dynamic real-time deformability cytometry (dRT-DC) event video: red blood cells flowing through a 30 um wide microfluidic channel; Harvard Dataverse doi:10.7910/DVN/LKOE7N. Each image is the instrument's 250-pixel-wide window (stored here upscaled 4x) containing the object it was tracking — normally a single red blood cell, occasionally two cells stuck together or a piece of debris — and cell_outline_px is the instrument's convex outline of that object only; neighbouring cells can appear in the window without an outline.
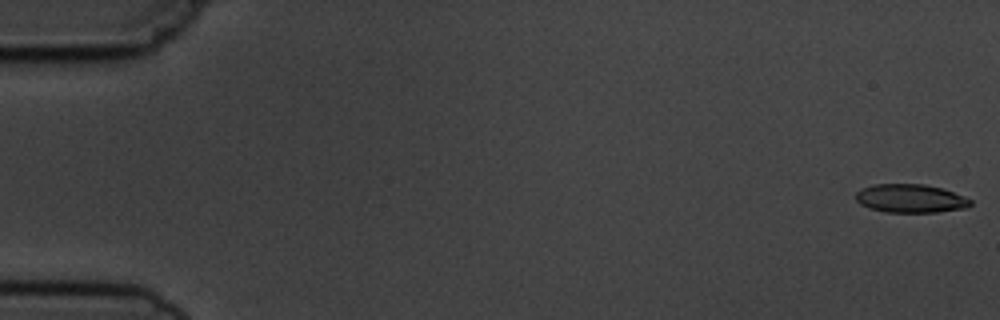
{"species": "common noctule bat (a hibernating species)", "species_latin": "Nyctalus noctula", "temperature_condition": "cold", "stored_images_in_passage": 5, "camera_frame_rate_fps": 3000, "um_per_image_px": 0.085, "animal": {"sex": "male", "body_mass_g": 19.5, "forearm_length_mm": 54.6}, "frame": {"image": 1, "passage_image": 1, "time_ms": 0.0, "image_size_px": [1000, 320], "cell_outline_px": [[972, 204], [968, 208], [936, 212], [884, 212], [868, 208], [860, 204], [856, 200], [856, 192], [860, 188], [872, 184], [924, 184], [944, 188], [964, 196], [972, 200]], "centroid_in_image_um": [77.4, 16.86], "position_along_channel_um": 7.6, "area_um2": 19.36}}
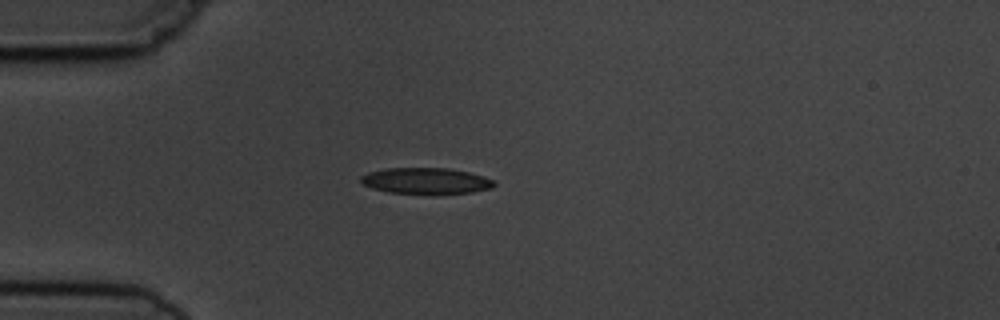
{"frame": {"image": 2, "passage_image": 5, "time_ms": 4.667, "image_size_px": [1000, 320], "cell_outline_px": [[496, 184], [492, 188], [472, 192], [436, 196], [388, 192], [372, 188], [364, 184], [360, 180], [360, 176], [368, 172], [384, 168], [448, 168], [468, 172], [484, 176], [492, 180]], "centroid_in_image_um": [36.21, 15.4], "position_along_channel_um": 48.8, "area_um2": 20.92}}